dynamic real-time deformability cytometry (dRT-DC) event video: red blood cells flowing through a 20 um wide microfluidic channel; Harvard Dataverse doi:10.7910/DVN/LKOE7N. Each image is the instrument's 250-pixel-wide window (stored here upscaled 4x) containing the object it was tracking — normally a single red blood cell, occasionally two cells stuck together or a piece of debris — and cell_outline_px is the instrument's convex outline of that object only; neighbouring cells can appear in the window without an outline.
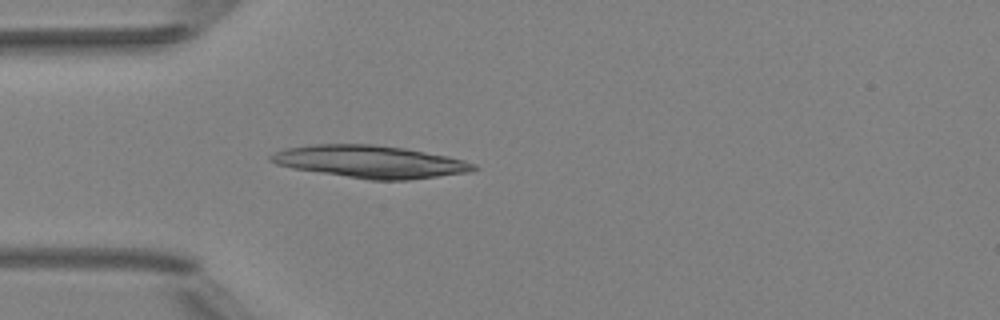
{"species": "Egyptian fruit bat (a non-hibernating species)", "species_latin": "Rousettus aegyptiacus", "temperature_condition": "room temperature", "stored_images_in_passage": 1, "camera_frame_rate_fps": 3000, "um_per_image_px": 0.085, "animal": {"sex": "female"}, "frame": {"image": 1, "passage_image": 1, "time_ms": 0.0, "image_size_px": [1000, 320], "cell_outline_px": [[480, 168], [468, 172], [408, 180], [368, 180], [292, 168], [276, 164], [268, 160], [268, 156], [284, 148], [312, 144], [372, 144], [404, 148], [448, 156], [464, 160], [476, 164]], "centroid_in_image_um": [31.45, 13.74], "position_along_channel_um": 53.5, "area_um2": 38.44}}